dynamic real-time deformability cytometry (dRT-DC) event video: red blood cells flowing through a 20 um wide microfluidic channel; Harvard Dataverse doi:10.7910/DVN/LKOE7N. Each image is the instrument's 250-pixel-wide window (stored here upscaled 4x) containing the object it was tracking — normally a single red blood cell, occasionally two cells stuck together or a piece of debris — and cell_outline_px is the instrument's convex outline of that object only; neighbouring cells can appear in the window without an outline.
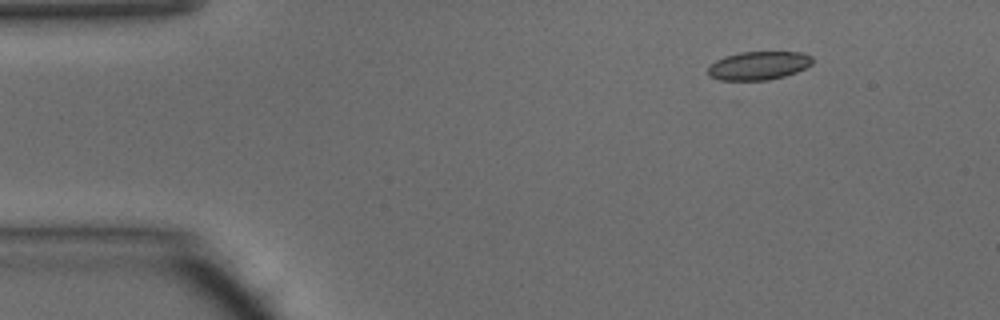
{"species": "common noctule bat (a hibernating species)", "species_latin": "Nyctalus noctula", "temperature_condition": "warm", "stored_images_in_passage": 43, "camera_frame_rate_fps": 3000, "um_per_image_px": 0.085, "animal": {"sex": "male", "body_mass_g": 15.6}, "frame": {"image": 1, "passage_image": 1, "time_ms": 0.0, "image_size_px": [1000, 320], "cell_outline_px": [[812, 64], [796, 72], [784, 76], [768, 80], [732, 84], [708, 76], [708, 68], [716, 60], [724, 56], [740, 52], [800, 52], [812, 56]], "centroid_in_image_um": [64.4, 5.63], "position_along_channel_um": 20.6, "area_um2": 17.98}}
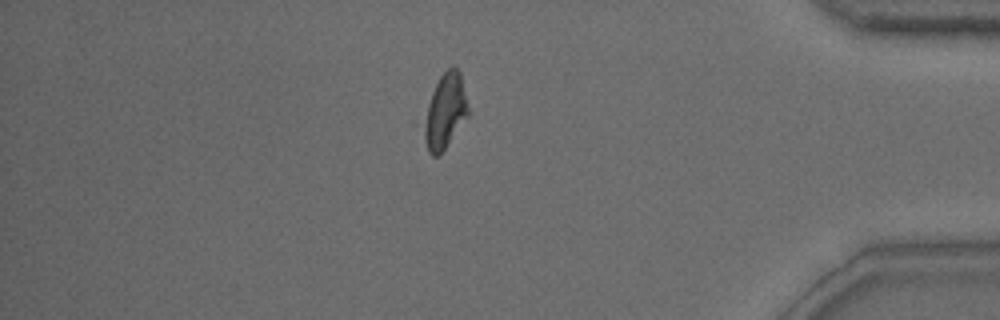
{"frame": {"image": 2, "passage_image": 36, "time_ms": 11.667, "image_size_px": [1000, 320], "cell_outline_px": [[468, 116], [444, 148], [436, 156], [432, 156], [428, 152], [412, 124], [440, 76], [452, 64], [460, 72], [468, 108]], "centroid_in_image_um": [37.6, 9.52], "position_along_channel_um": 397.6, "area_um2": 21.15}}
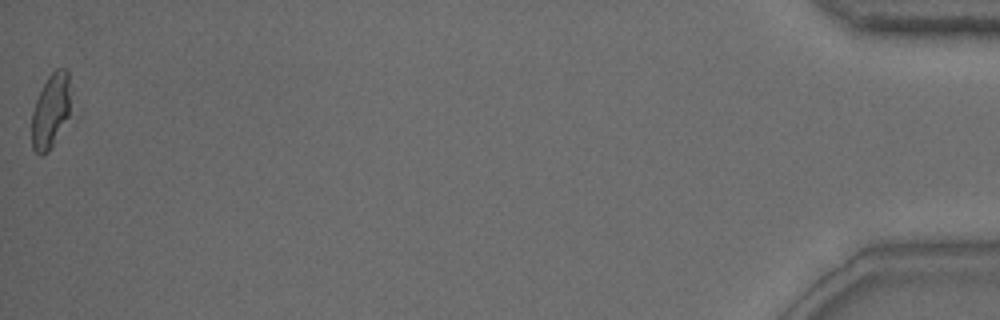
{"frame": {"image": 3, "passage_image": 43, "time_ms": 14.0, "image_size_px": [1000, 320], "cell_outline_px": [[68, 116], [48, 152], [40, 156], [32, 148], [32, 112], [36, 100], [48, 76], [56, 68], [68, 68]], "centroid_in_image_um": [4.27, 9.43], "position_along_channel_um": 430.9, "area_um2": 16.3}}